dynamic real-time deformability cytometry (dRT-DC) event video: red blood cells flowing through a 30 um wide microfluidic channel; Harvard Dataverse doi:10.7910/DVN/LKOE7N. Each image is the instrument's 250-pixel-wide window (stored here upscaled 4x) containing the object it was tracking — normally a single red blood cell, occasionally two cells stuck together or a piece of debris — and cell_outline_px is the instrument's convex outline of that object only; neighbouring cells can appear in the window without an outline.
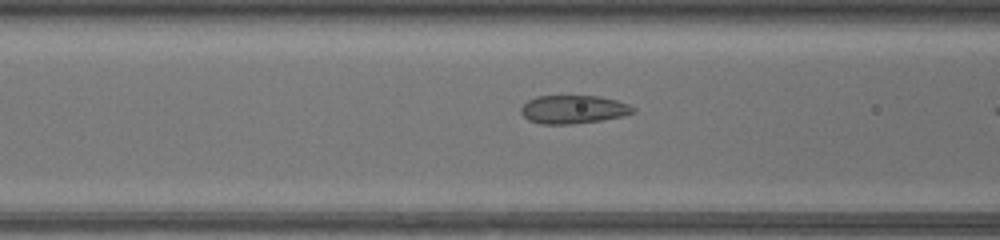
{"species": "common noctule bat (a hibernating species)", "species_latin": "Nyctalus noctula", "temperature_condition": "warm", "stored_images_in_passage": 8, "camera_frame_rate_fps": 3000, "um_per_image_px": 0.085, "animal": {"sex": "female", "body_mass_g": 17.0, "forearm_length_mm": 48.0}, "frame": {"image": 1, "passage_image": 7, "time_ms": 2.0, "image_size_px": [1000, 240], "cell_outline_px": [[636, 112], [624, 116], [600, 120], [572, 124], [540, 124], [528, 120], [520, 112], [520, 108], [528, 100], [536, 96], [600, 96], [616, 100], [628, 104], [636, 108]], "centroid_in_image_um": [48.74, 9.3], "position_along_channel_um": 117.9, "area_um2": 18.61}}